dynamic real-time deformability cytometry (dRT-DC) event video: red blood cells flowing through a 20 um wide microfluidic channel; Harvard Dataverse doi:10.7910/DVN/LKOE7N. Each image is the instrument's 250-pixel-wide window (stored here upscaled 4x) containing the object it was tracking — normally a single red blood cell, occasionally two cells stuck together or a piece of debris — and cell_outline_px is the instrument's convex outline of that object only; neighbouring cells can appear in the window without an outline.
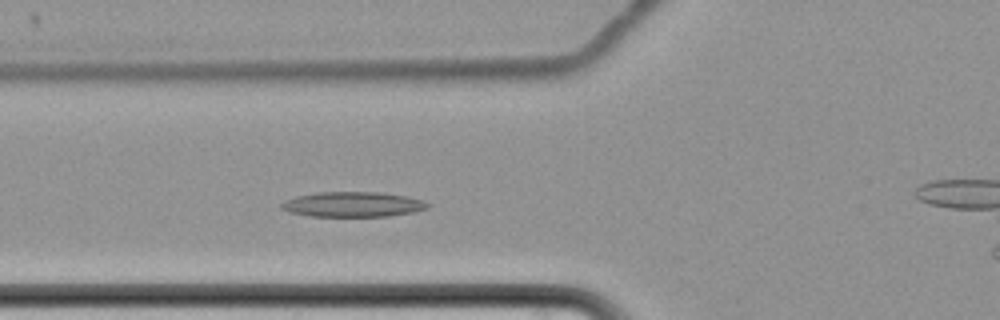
{"species": "common noctule bat (a hibernating species)", "species_latin": "Nyctalus noctula", "temperature_condition": "cold", "stored_images_in_passage": 50, "camera_frame_rate_fps": 3000, "um_per_image_px": 0.085, "animal": {"sex": "female", "body_mass_g": 22.7, "forearm_length_mm": 54.2}, "frame": {"image": 1, "passage_image": 11, "time_ms": 3.333, "image_size_px": [1000, 320], "cell_outline_px": [[432, 204], [428, 208], [412, 212], [388, 216], [312, 216], [288, 212], [280, 208], [280, 204], [284, 200], [296, 196], [316, 192], [380, 192], [408, 196], [424, 200]], "centroid_in_image_um": [30.0, 17.36], "position_along_channel_um": 95.8, "area_um2": 21.56}}
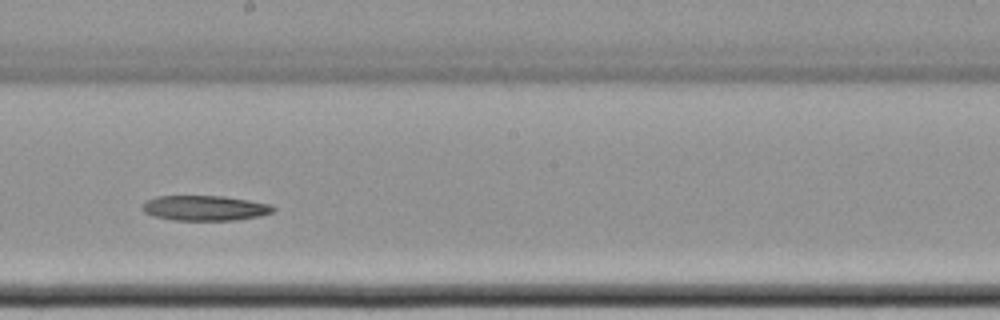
{"frame": {"image": 2, "passage_image": 23, "time_ms": 7.333, "image_size_px": [1000, 320], "cell_outline_px": [[276, 208], [272, 212], [260, 216], [232, 220], [172, 220], [156, 216], [144, 212], [140, 208], [144, 200], [156, 196], [224, 196], [272, 204]], "centroid_in_image_um": [17.39, 17.67], "position_along_channel_um": 230.8, "area_um2": 19.25}}
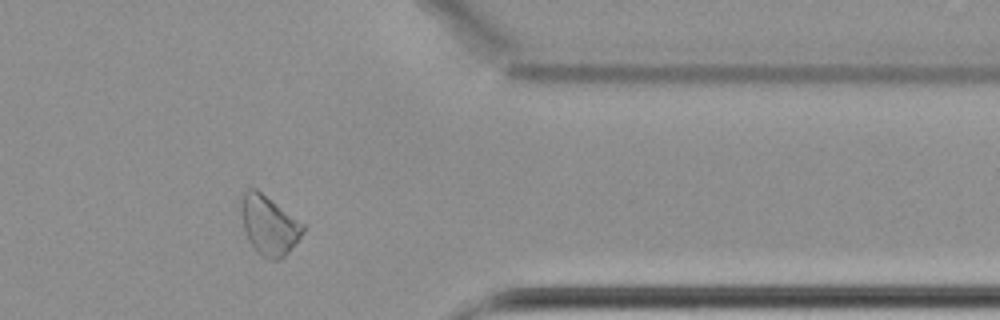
{"frame": {"image": 3, "passage_image": 38, "time_ms": 12.333, "image_size_px": [1000, 320], "cell_outline_px": [[304, 232], [288, 252], [280, 260], [268, 260], [256, 252], [252, 248], [244, 232], [240, 208], [240, 196], [248, 188], [256, 188], [304, 224]], "centroid_in_image_um": [22.82, 19.15], "position_along_channel_um": 388.6, "area_um2": 21.56}}